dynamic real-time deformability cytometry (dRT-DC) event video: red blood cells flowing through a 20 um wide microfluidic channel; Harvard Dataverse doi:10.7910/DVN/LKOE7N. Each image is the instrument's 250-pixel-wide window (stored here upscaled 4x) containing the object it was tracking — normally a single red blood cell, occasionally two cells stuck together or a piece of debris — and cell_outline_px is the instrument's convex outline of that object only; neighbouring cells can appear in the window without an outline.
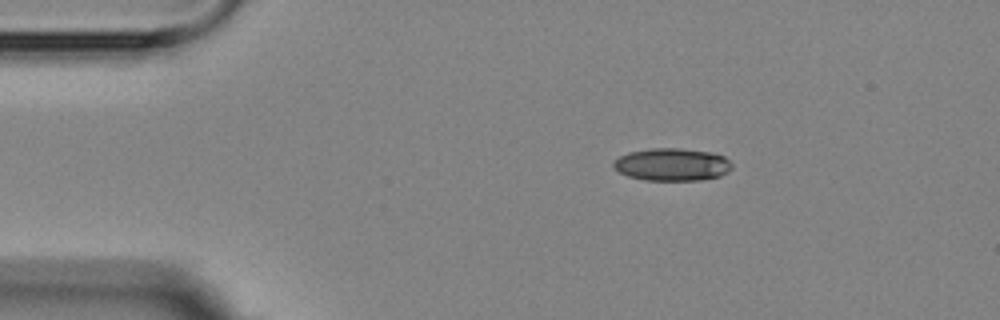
{"species": "Egyptian fruit bat (a non-hibernating species)", "species_latin": "Rousettus aegyptiacus", "temperature_condition": "room temperature", "stored_images_in_passage": 3, "segment_of_instrument_passage": [1, 2], "camera_frame_rate_fps": 3000, "um_per_image_px": 0.085, "animal": {"sex": "female"}, "frame": {"image": 1, "passage_image": 1, "time_ms": 0.0, "image_size_px": [1000, 320], "cell_outline_px": [[732, 168], [728, 172], [720, 176], [700, 180], [644, 180], [628, 176], [612, 168], [612, 164], [620, 156], [628, 152], [652, 148], [680, 148], [712, 152], [724, 156], [732, 164]], "centroid_in_image_um": [57.13, 13.98], "position_along_channel_um": 27.9, "area_um2": 22.6}}